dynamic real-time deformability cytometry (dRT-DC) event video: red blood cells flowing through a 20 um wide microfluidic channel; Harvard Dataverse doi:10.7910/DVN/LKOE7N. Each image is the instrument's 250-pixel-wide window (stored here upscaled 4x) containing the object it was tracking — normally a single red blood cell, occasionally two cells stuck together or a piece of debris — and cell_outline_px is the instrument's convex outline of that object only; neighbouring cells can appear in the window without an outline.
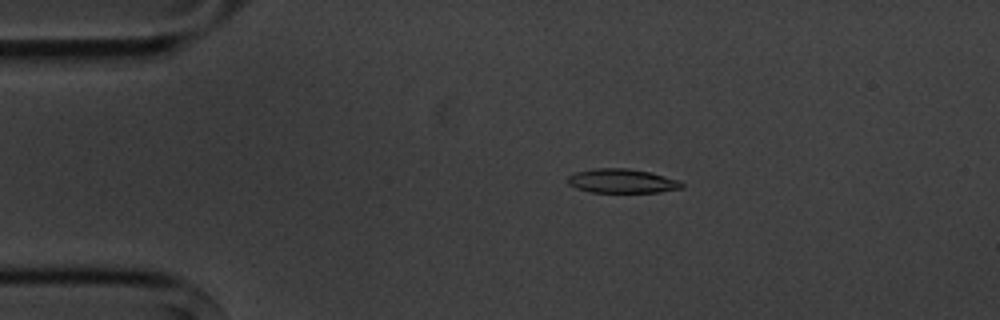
{"species": "common noctule bat (a hibernating species)", "species_latin": "Nyctalus noctula", "temperature_condition": "cold", "stored_images_in_passage": 4, "camera_frame_rate_fps": 3000, "um_per_image_px": 0.085, "animal": {"sex": "male", "body_mass_g": 20.1, "forearm_length_mm": 53.5}, "frame": {"image": 1, "passage_image": 3, "time_ms": 2.333, "image_size_px": [1000, 320], "cell_outline_px": [[684, 188], [660, 192], [592, 192], [576, 188], [568, 184], [568, 176], [576, 172], [596, 168], [628, 168], [648, 172], [680, 180], [684, 184]], "centroid_in_image_um": [52.9, 15.39], "position_along_channel_um": 32.1, "area_um2": 16.01}}